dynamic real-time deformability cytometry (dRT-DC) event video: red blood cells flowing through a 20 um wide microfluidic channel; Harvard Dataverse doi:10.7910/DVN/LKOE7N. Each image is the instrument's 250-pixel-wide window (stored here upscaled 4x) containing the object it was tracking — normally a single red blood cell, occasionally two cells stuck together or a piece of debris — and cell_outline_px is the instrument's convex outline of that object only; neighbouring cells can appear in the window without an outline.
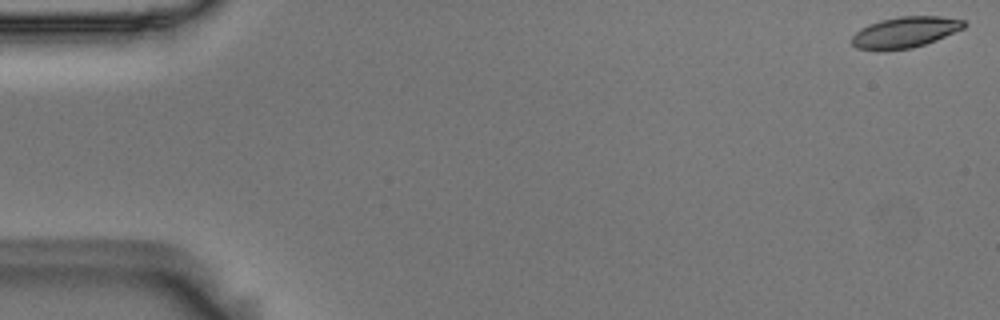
{"species": "Egyptian fruit bat (a non-hibernating species)", "species_latin": "Rousettus aegyptiacus", "temperature_condition": "room temperature", "stored_images_in_passage": 5, "camera_frame_rate_fps": 3000, "um_per_image_px": 0.085, "animal": {"sex": "male"}, "frame": {"image": 1, "passage_image": 1, "time_ms": 0.0, "image_size_px": [1000, 320], "cell_outline_px": [[968, 24], [964, 28], [936, 40], [912, 48], [884, 52], [856, 48], [852, 44], [852, 36], [860, 28], [868, 24], [880, 20], [900, 16], [940, 16], [964, 20]], "centroid_in_image_um": [76.9, 2.75], "position_along_channel_um": 8.1, "area_um2": 20.58}}
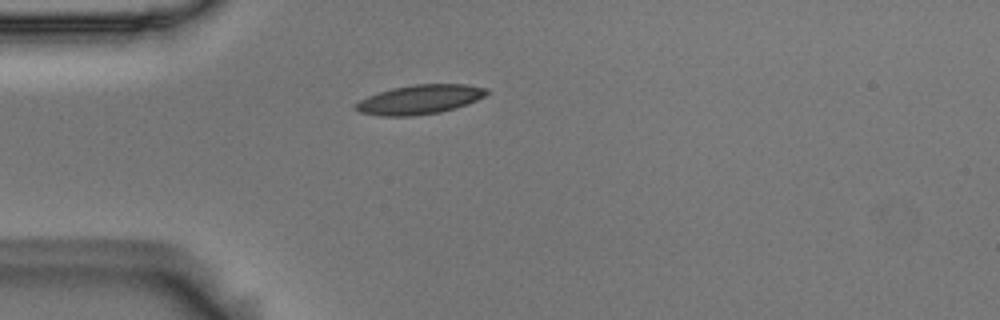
{"frame": {"image": 2, "passage_image": 4, "time_ms": 1.0, "image_size_px": [1000, 320], "cell_outline_px": [[488, 92], [484, 96], [476, 100], [456, 108], [440, 112], [412, 116], [380, 116], [360, 112], [356, 108], [356, 104], [360, 100], [368, 96], [392, 88], [416, 84], [464, 84], [484, 88]], "centroid_in_image_um": [35.67, 8.46], "position_along_channel_um": 49.3, "area_um2": 22.02}}